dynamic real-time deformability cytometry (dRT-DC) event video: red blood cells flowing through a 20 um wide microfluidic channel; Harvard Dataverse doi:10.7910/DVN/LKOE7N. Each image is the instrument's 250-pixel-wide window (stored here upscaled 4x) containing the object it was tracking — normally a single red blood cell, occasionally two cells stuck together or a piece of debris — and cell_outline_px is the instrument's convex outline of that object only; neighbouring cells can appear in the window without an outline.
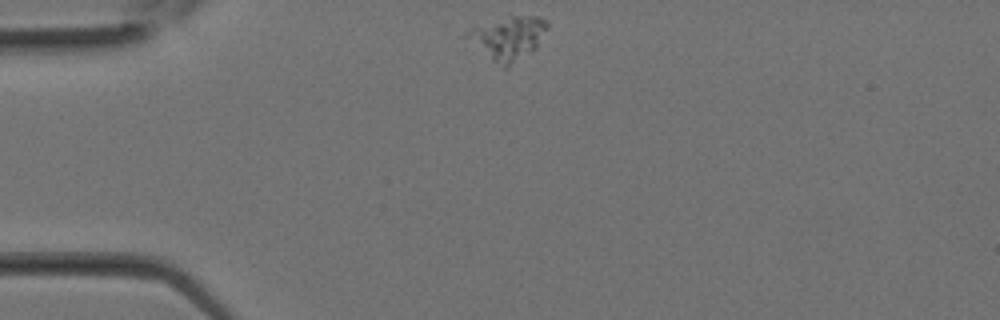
{"species": "Egyptian fruit bat (a non-hibernating species)", "species_latin": "Rousettus aegyptiacus", "temperature_condition": "room temperature", "stored_images_in_passage": 24, "camera_frame_rate_fps": 3000, "um_per_image_px": 0.085, "animal": {"sex": "female"}, "frame": {"image": 1, "passage_image": 1, "time_ms": 0.0, "image_size_px": [1000, 320], "cell_outline_px": [[548, 28], [536, 48], [508, 68], [504, 68], [492, 60], [464, 36], [464, 32], [472, 28], [512, 16], [536, 16], [548, 20]], "centroid_in_image_um": [43.23, 3.24], "position_along_channel_um": 41.8, "area_um2": 19.83}}
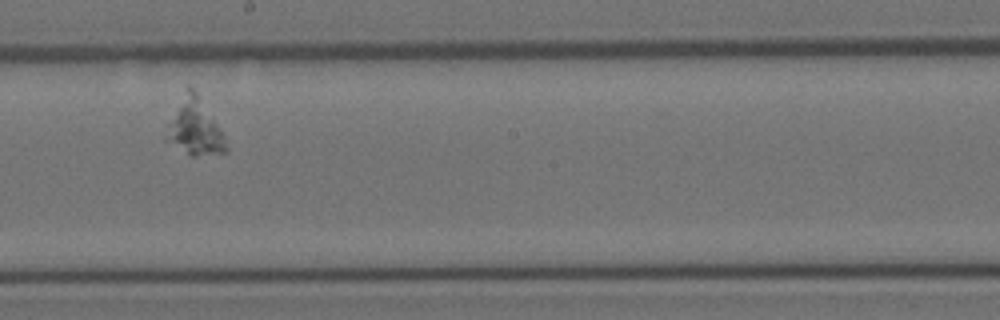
{"frame": {"image": 2, "passage_image": 11, "time_ms": 3.333, "image_size_px": [1000, 320], "cell_outline_px": [[228, 152], [196, 156], [188, 156], [164, 140], [164, 136], [168, 124], [188, 84], [196, 92], [224, 136], [228, 148]], "centroid_in_image_um": [16.53, 10.88], "position_along_channel_um": 231.7, "area_um2": 19.25}}
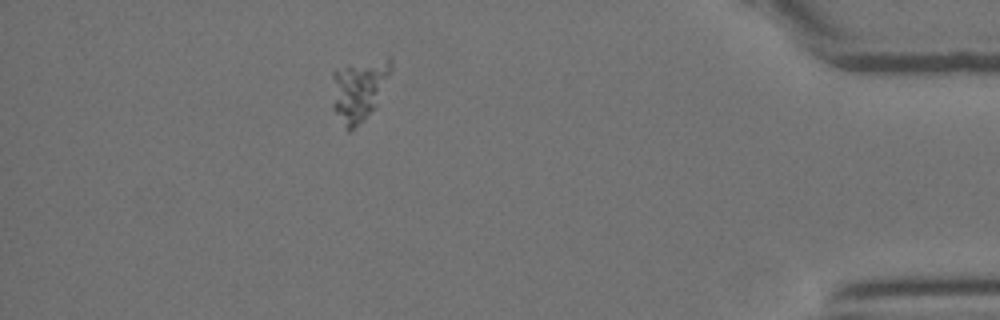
{"frame": {"image": 3, "passage_image": 21, "time_ms": 6.667, "image_size_px": [1000, 320], "cell_outline_px": [[392, 68], [376, 108], [364, 120], [348, 132], [344, 128], [332, 108], [332, 72], [348, 64], [388, 56], [392, 60]], "centroid_in_image_um": [30.51, 7.63], "position_along_channel_um": 404.7, "area_um2": 21.73}}